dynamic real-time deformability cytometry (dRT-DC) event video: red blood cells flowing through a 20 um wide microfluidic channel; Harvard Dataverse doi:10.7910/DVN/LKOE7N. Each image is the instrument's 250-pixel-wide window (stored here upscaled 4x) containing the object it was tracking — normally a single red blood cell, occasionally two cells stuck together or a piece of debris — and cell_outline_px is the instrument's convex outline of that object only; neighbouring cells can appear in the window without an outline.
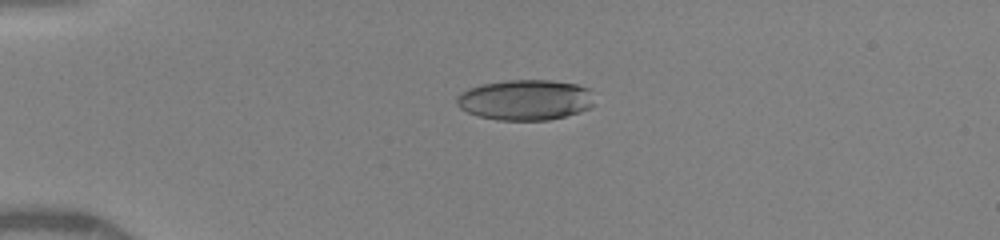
{"species": "human", "species_latin": "Homo sapiens", "temperature_condition": "warm", "stored_images_in_passage": 2, "camera_frame_rate_fps": 3000, "um_per_image_px": 0.085, "donor": {"sex": "female"}, "frame": {"image": 1, "passage_image": 1, "time_ms": 0.0, "image_size_px": [1000, 240], "cell_outline_px": [[592, 104], [588, 108], [580, 112], [548, 120], [496, 120], [480, 116], [468, 112], [460, 108], [456, 104], [456, 96], [460, 92], [468, 88], [484, 84], [508, 80], [552, 80], [576, 84], [588, 88]], "centroid_in_image_um": [44.6, 8.49], "position_along_channel_um": 40.4, "area_um2": 32.31}}